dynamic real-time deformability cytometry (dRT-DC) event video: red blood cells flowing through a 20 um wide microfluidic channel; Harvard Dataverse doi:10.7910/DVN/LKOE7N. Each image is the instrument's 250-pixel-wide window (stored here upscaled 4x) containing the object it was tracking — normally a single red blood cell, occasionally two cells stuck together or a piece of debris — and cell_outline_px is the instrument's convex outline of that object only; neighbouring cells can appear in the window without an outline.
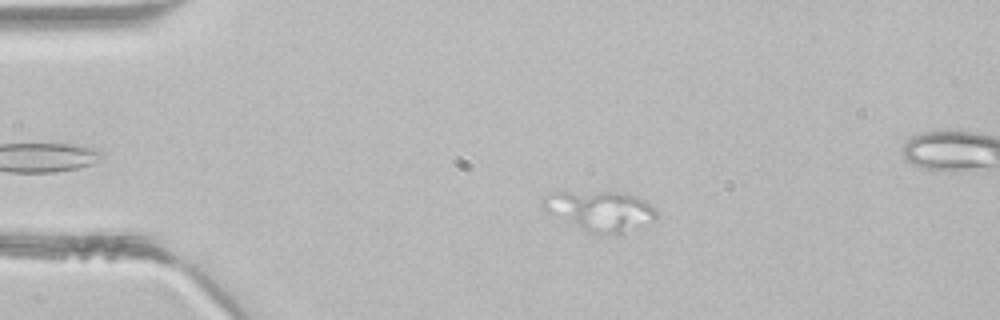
{"species": "common noctule bat (a hibernating species)", "species_latin": "Nyctalus noctula", "temperature_condition": "room temperature", "stored_images_in_passage": 22, "camera_frame_rate_fps": 3000, "um_per_image_px": 0.085, "animal": {"sex": "male", "body_mass_g": 21.5, "forearm_length_mm": 52.0}, "frame": {"image": 1, "passage_image": 10, "time_ms": 3.0, "image_size_px": [1000, 320], "cell_outline_px": [[656, 220], [616, 236], [588, 232], [544, 212], [540, 204], [540, 200], [544, 196], [552, 192], [616, 192], [632, 196], [648, 204], [656, 212]], "centroid_in_image_um": [50.92, 17.95], "position_along_channel_um": 34.1, "area_um2": 26.53}}